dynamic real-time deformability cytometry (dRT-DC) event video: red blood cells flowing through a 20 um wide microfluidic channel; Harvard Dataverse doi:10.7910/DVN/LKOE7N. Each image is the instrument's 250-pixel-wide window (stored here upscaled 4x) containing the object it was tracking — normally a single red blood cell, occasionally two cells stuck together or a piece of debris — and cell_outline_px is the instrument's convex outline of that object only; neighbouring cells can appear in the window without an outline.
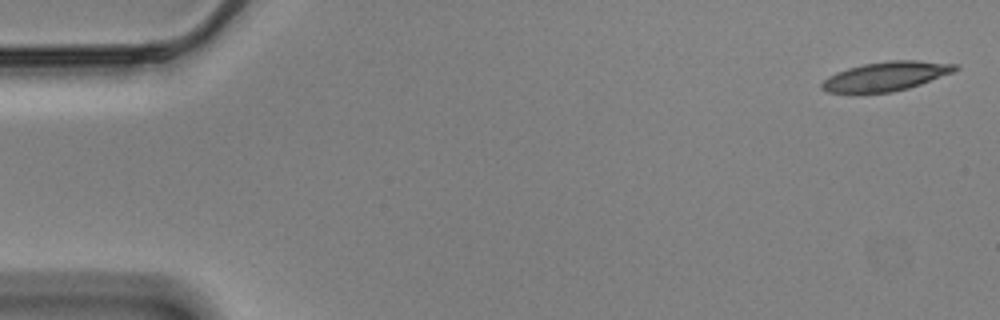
{"species": "Egyptian fruit bat (a non-hibernating species)", "species_latin": "Rousettus aegyptiacus", "temperature_condition": "cold", "stored_images_in_passage": 12, "camera_frame_rate_fps": 3000, "um_per_image_px": 0.085, "animal": {"sex": "male"}, "frame": {"image": 1, "passage_image": 1, "time_ms": 0.0, "image_size_px": [1000, 320], "cell_outline_px": [[960, 68], [952, 72], [920, 84], [908, 88], [892, 92], [852, 96], [828, 92], [820, 88], [820, 84], [828, 76], [836, 72], [848, 68], [864, 64], [888, 60], [916, 60], [960, 64]], "centroid_in_image_um": [75.22, 6.52], "position_along_channel_um": 9.8, "area_um2": 23.41}}